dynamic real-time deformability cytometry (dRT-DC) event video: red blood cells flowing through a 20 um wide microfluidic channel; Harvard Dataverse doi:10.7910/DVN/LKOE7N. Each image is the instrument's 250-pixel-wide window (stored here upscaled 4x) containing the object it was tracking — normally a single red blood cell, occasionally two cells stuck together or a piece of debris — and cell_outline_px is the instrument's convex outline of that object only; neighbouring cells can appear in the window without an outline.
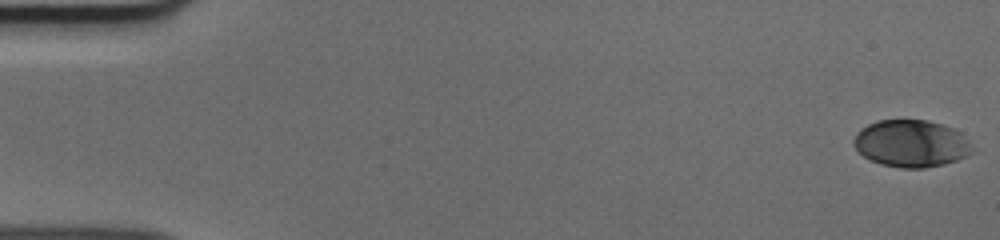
{"species": "human", "species_latin": "Homo sapiens", "temperature_condition": "cold", "stored_images_in_passage": 51, "camera_frame_rate_fps": 3000, "um_per_image_px": 0.085, "donor": {"sex": "male"}, "frame": {"image": 1, "passage_image": 1, "time_ms": 0.0, "image_size_px": [1000, 240], "cell_outline_px": [[972, 152], [968, 156], [944, 164], [924, 168], [900, 168], [880, 164], [864, 156], [852, 144], [852, 140], [856, 132], [860, 128], [876, 120], [924, 120], [940, 124], [952, 128], [972, 144]], "centroid_in_image_um": [77.41, 12.2], "position_along_channel_um": 7.6, "area_um2": 32.48}}
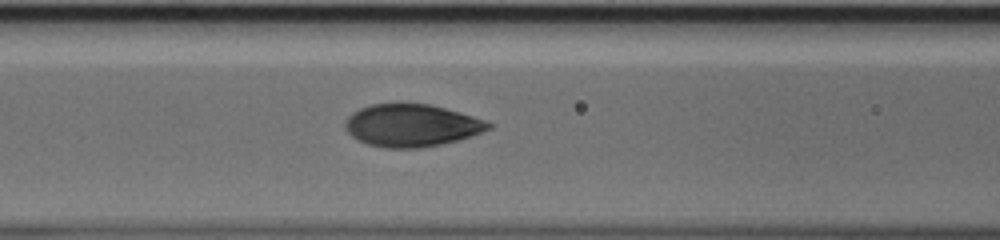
{"frame": {"image": 2, "passage_image": 22, "time_ms": 7.0, "image_size_px": [1000, 240], "cell_outline_px": [[492, 128], [472, 136], [440, 144], [420, 148], [384, 148], [368, 144], [352, 136], [344, 128], [344, 120], [352, 112], [360, 108], [372, 104], [428, 104], [460, 112], [484, 120], [492, 124]], "centroid_in_image_um": [34.96, 10.66], "position_along_channel_um": 131.6, "area_um2": 35.26}}
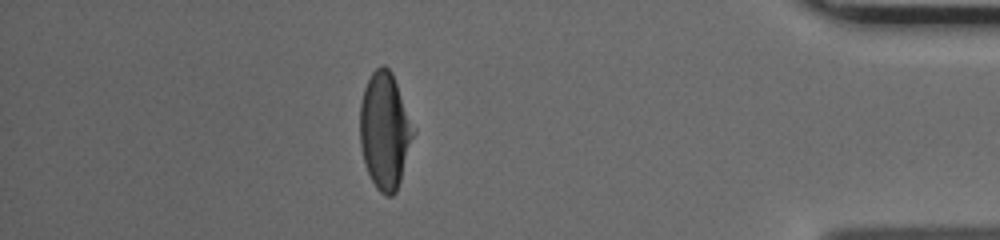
{"frame": {"image": 3, "passage_image": 45, "time_ms": 14.667, "image_size_px": [1000, 240], "cell_outline_px": [[416, 132], [396, 192], [392, 196], [384, 196], [376, 188], [364, 164], [360, 144], [360, 104], [364, 88], [372, 72], [380, 64], [384, 64], [392, 72], [416, 128]], "centroid_in_image_um": [32.73, 11.09], "position_along_channel_um": 402.5, "area_um2": 36.7}}